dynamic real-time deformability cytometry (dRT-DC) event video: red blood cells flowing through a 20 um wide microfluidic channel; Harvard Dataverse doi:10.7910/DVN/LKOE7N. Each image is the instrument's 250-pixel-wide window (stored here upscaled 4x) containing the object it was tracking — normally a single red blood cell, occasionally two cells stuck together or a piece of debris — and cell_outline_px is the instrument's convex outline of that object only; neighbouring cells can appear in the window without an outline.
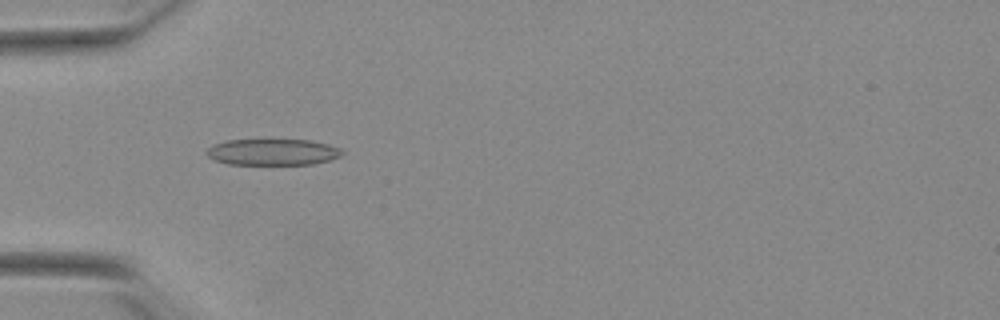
{"species": "Egyptian fruit bat (a non-hibernating species)", "species_latin": "Rousettus aegyptiacus", "temperature_condition": "warm", "stored_images_in_passage": 50, "camera_frame_rate_fps": 3000, "um_per_image_px": 0.085, "animal": {"sex": "female"}, "frame": {"image": 1, "passage_image": 14, "time_ms": 4.333, "image_size_px": [1000, 320], "cell_outline_px": [[344, 152], [340, 156], [328, 160], [312, 164], [228, 164], [216, 160], [208, 156], [204, 152], [212, 144], [228, 140], [308, 140], [328, 144], [340, 148]], "centroid_in_image_um": [23.15, 12.92], "position_along_channel_um": 61.8, "area_um2": 20.63}}
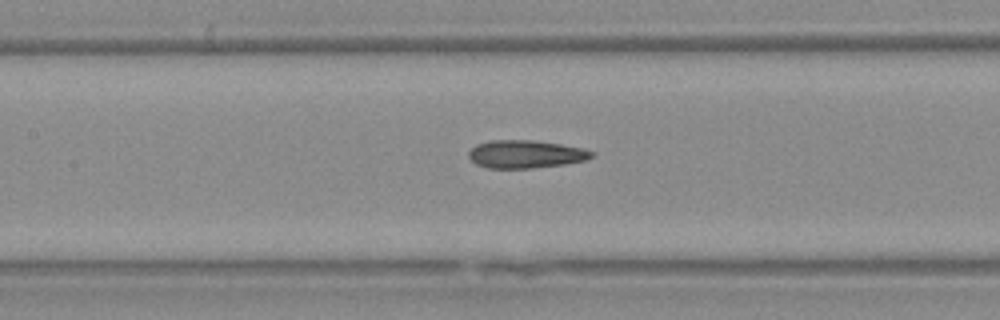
{"frame": {"image": 2, "passage_image": 22, "time_ms": 7.0, "image_size_px": [1000, 320], "cell_outline_px": [[596, 156], [584, 160], [564, 164], [532, 168], [488, 168], [476, 164], [468, 156], [468, 152], [476, 144], [488, 140], [532, 140], [560, 144], [584, 148], [596, 152]], "centroid_in_image_um": [44.69, 13.09], "position_along_channel_um": 162.7, "area_um2": 20.11}}
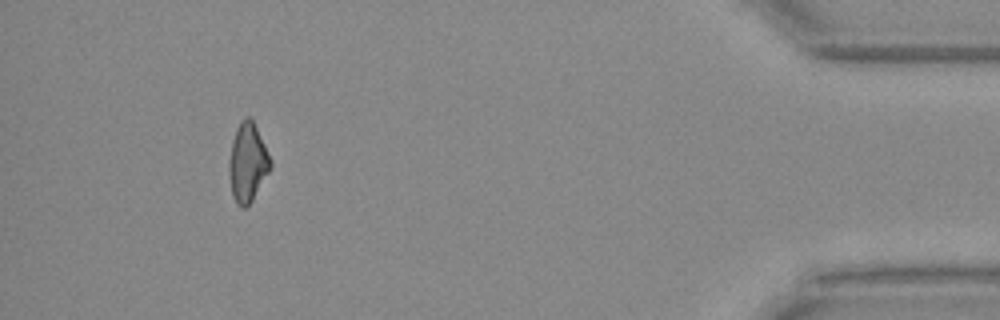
{"frame": {"image": 3, "passage_image": 46, "time_ms": 15.0, "image_size_px": [1000, 320], "cell_outline_px": [[272, 168], [252, 200], [244, 208], [240, 208], [236, 204], [232, 196], [228, 172], [228, 164], [232, 140], [236, 128], [240, 120], [244, 116], [248, 116], [252, 120], [272, 160]], "centroid_in_image_um": [21.03, 13.83], "position_along_channel_um": 414.2, "area_um2": 19.19}, "authors_computed_cell_mechanics": {"area_um2": 20.1144, "velocity_mm_per_s": 3.8986, "shape_relaxation_time_tau1_ms": 8.043, "shape_relaxation_time_tau2_ms": 1.9338, "deformation_change_tau1": 0.2057, "deformation_change_tau2": 0.1153}}